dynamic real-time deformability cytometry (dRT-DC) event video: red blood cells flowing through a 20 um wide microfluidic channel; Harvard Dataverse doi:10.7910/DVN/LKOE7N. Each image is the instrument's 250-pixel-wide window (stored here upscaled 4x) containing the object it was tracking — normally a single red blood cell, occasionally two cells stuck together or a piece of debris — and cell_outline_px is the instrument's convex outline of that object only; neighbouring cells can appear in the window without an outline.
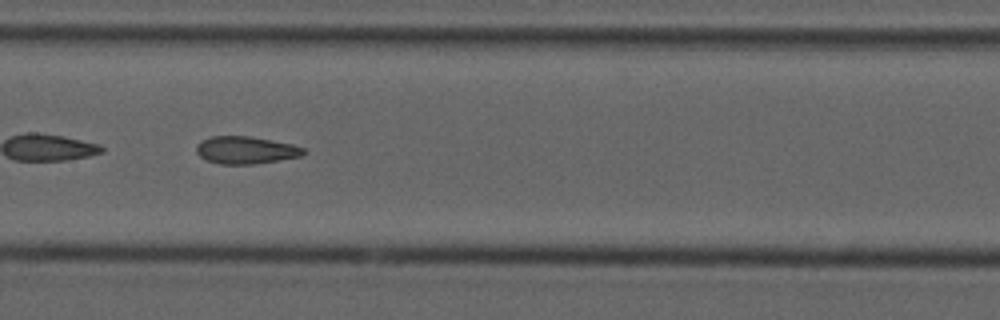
{"species": "common noctule bat (a hibernating species)", "species_latin": "Nyctalus noctula", "temperature_condition": "cold", "stored_images_in_passage": 27, "camera_frame_rate_fps": 3000, "um_per_image_px": 0.085, "animal": {"sex": "male", "forearm_length_mm": 52.5}, "frame": {"image": 1, "passage_image": 12, "time_ms": 3.667, "image_size_px": [1000, 320], "cell_outline_px": [[308, 152], [300, 156], [252, 164], [220, 164], [208, 160], [200, 156], [196, 152], [196, 144], [200, 140], [212, 136], [248, 136], [272, 140], [292, 144], [304, 148]], "centroid_in_image_um": [20.87, 12.75], "position_along_channel_um": 186.5, "area_um2": 17.05}, "authors_computed_cell_mechanics": {"area_um2": 17.34, "velocity_mm_per_s": 3.7486, "shape_relaxation_time_tau1_ms": null, "shape_relaxation_time_tau2_ms": 2.34, "deformation_change_tau1": null, "deformation_change_tau2": 0.1114}}